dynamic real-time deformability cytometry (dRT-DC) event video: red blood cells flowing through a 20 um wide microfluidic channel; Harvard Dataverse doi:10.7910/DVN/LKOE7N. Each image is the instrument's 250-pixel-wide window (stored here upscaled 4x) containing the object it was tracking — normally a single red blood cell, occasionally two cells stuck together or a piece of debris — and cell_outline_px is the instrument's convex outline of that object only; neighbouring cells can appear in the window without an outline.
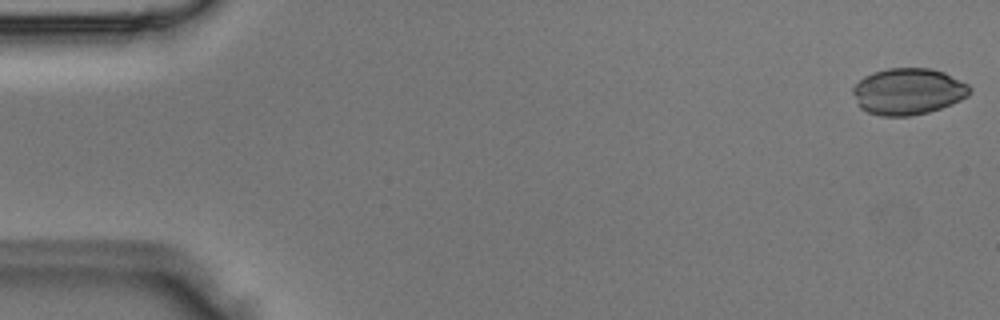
{"species": "Egyptian fruit bat (a non-hibernating species)", "species_latin": "Rousettus aegyptiacus", "temperature_condition": "room temperature", "stored_images_in_passage": 6, "camera_frame_rate_fps": 3000, "um_per_image_px": 0.085, "animal": {"sex": "male"}, "frame": {"image": 1, "passage_image": 1, "time_ms": 0.0, "image_size_px": [1000, 320], "cell_outline_px": [[972, 88], [968, 96], [952, 104], [928, 112], [908, 116], [880, 116], [868, 112], [860, 108], [852, 92], [852, 88], [864, 76], [872, 72], [888, 68], [932, 68], [944, 72], [968, 84]], "centroid_in_image_um": [77.19, 7.77], "position_along_channel_um": 7.8, "area_um2": 31.73}}
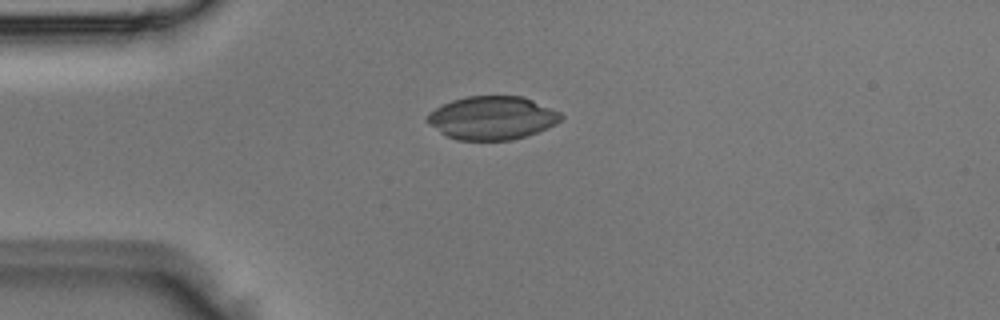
{"frame": {"image": 2, "passage_image": 4, "time_ms": 1.0, "image_size_px": [1000, 320], "cell_outline_px": [[564, 116], [556, 124], [536, 132], [512, 140], [456, 140], [440, 132], [428, 124], [424, 120], [424, 116], [428, 112], [452, 100], [468, 96], [520, 96], [532, 100], [560, 112]], "centroid_in_image_um": [41.78, 10.02], "position_along_channel_um": 43.2, "area_um2": 33.7}}
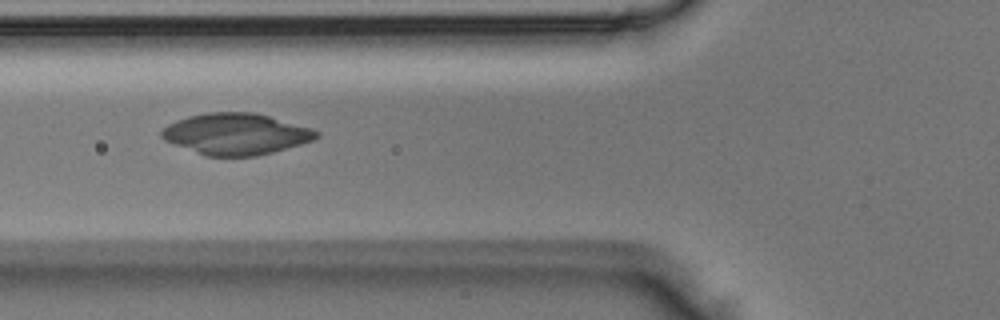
{"frame": {"image": 3, "passage_image": 6, "time_ms": 1.667, "image_size_px": [1000, 320], "cell_outline_px": [[320, 136], [312, 140], [300, 144], [272, 152], [256, 156], [208, 156], [164, 140], [160, 136], [160, 132], [168, 124], [188, 116], [208, 112], [252, 112], [268, 116], [312, 128], [320, 132]], "centroid_in_image_um": [20.06, 11.38], "position_along_channel_um": 105.7, "area_um2": 36.88}}